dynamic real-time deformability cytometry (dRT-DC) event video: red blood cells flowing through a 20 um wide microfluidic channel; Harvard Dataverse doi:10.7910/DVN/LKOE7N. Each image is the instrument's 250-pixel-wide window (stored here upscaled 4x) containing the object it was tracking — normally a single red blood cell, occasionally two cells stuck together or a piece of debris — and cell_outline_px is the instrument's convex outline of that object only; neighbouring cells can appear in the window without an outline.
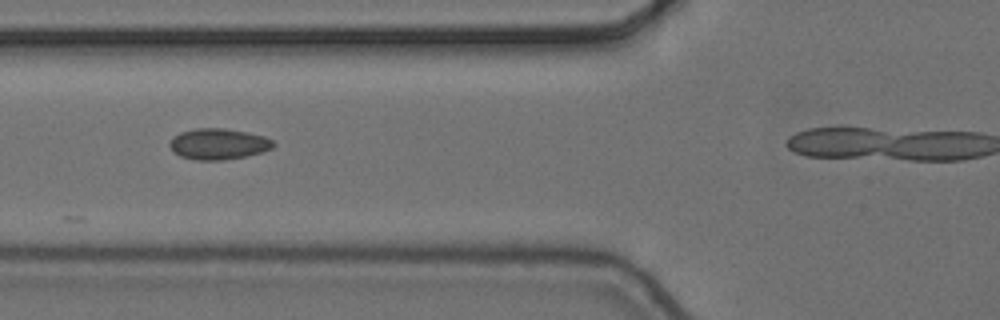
{"species": "common noctule bat (a hibernating species)", "species_latin": "Nyctalus noctula", "temperature_condition": "cold", "stored_images_in_passage": 9, "camera_frame_rate_fps": 3000, "um_per_image_px": 0.085, "animal": {"sex": "female", "body_mass_g": 24.6, "forearm_length_mm": 56.2}, "frame": {"image": 1, "passage_image": 8, "time_ms": 2.333, "image_size_px": [1000, 320], "cell_outline_px": [[276, 144], [272, 148], [260, 152], [244, 156], [224, 160], [196, 160], [180, 156], [172, 152], [168, 144], [172, 136], [180, 132], [196, 128], [224, 128], [248, 132], [264, 136], [272, 140]], "centroid_in_image_um": [18.52, 12.23], "position_along_channel_um": 107.3, "area_um2": 18.84}}